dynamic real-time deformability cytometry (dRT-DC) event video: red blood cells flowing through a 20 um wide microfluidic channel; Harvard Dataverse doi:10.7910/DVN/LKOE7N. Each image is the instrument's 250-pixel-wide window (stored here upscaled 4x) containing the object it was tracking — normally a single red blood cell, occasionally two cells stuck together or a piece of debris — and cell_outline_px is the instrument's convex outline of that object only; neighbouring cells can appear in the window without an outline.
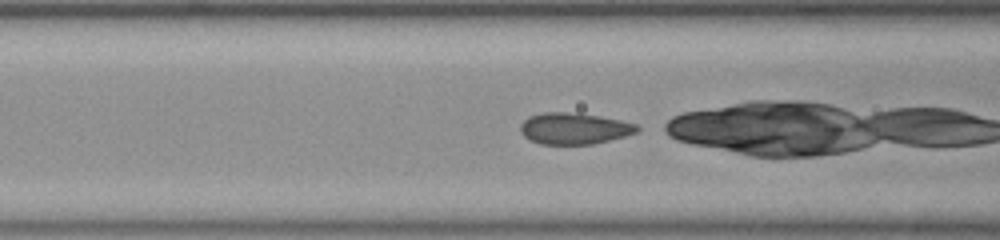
{"species": "common noctule bat (a hibernating species)", "species_latin": "Nyctalus noctula", "temperature_condition": "room temperature", "stored_images_in_passage": 23, "camera_frame_rate_fps": 3000, "um_per_image_px": 0.085, "animal": {"sex": "female", "body_mass_g": 23.0, "forearm_length_mm": 53.4}, "frame": {"image": 1, "passage_image": 8, "time_ms": 2.333, "image_size_px": [1000, 240], "cell_outline_px": [[640, 128], [636, 132], [624, 136], [592, 144], [540, 144], [528, 140], [520, 132], [520, 124], [528, 116], [544, 112], [568, 112], [600, 116], [620, 120], [636, 124]], "centroid_in_image_um": [48.75, 10.92], "position_along_channel_um": 117.8, "area_um2": 21.33}}
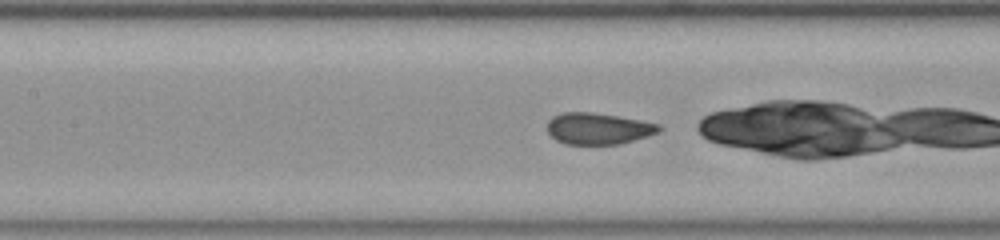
{"frame": {"image": 2, "passage_image": 11, "time_ms": 3.333, "image_size_px": [1000, 240], "cell_outline_px": [[664, 128], [660, 132], [632, 140], [616, 144], [564, 144], [556, 140], [548, 132], [548, 120], [552, 116], [560, 112], [592, 112], [640, 120], [660, 124]], "centroid_in_image_um": [50.84, 10.92], "position_along_channel_um": 156.6, "area_um2": 20.46}}
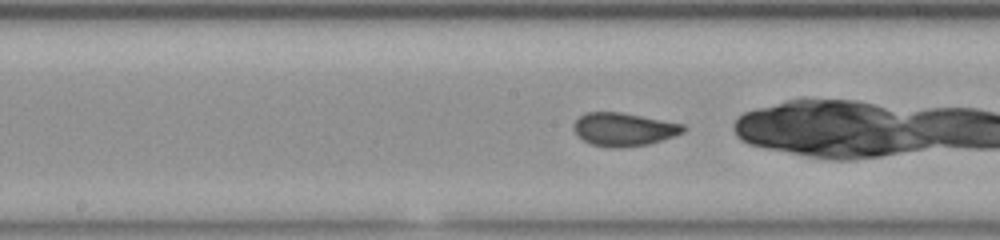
{"frame": {"image": 3, "passage_image": 14, "time_ms": 4.333, "image_size_px": [1000, 240], "cell_outline_px": [[688, 128], [684, 132], [648, 144], [616, 148], [592, 144], [584, 140], [572, 128], [572, 124], [584, 112], [620, 112], [684, 124]], "centroid_in_image_um": [53.02, 10.98], "position_along_channel_um": 195.2, "area_um2": 20.98}}